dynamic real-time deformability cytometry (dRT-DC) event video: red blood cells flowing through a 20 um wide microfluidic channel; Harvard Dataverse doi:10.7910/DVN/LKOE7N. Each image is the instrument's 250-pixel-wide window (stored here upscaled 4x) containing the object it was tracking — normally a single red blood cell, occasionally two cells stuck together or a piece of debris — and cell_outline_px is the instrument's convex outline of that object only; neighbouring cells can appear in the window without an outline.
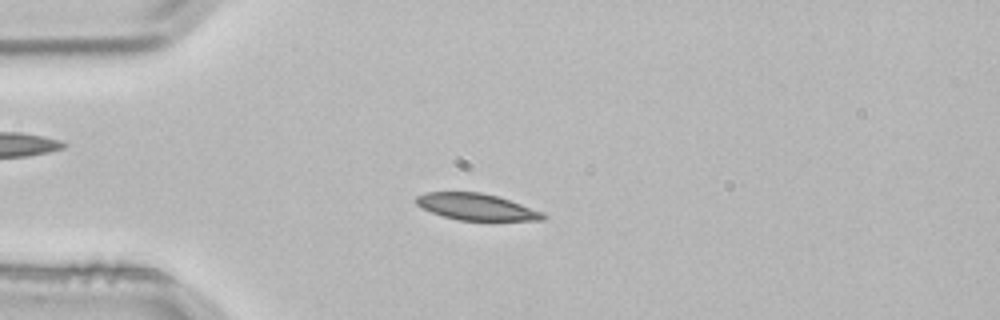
{"species": "common noctule bat (a hibernating species)", "species_latin": "Nyctalus noctula", "temperature_condition": "room temperature", "stored_images_in_passage": 3, "camera_frame_rate_fps": 3000, "um_per_image_px": 0.085, "animal": {"sex": "male", "body_mass_g": 21.5, "forearm_length_mm": 52.0}, "frame": {"image": 1, "passage_image": 2, "time_ms": 0.333, "image_size_px": [1000, 320], "cell_outline_px": [[548, 216], [544, 220], [460, 220], [444, 216], [432, 212], [416, 204], [416, 196], [424, 192], [480, 192], [496, 196], [544, 212]], "centroid_in_image_um": [40.5, 17.58], "position_along_channel_um": 44.5, "area_um2": 19.36}}
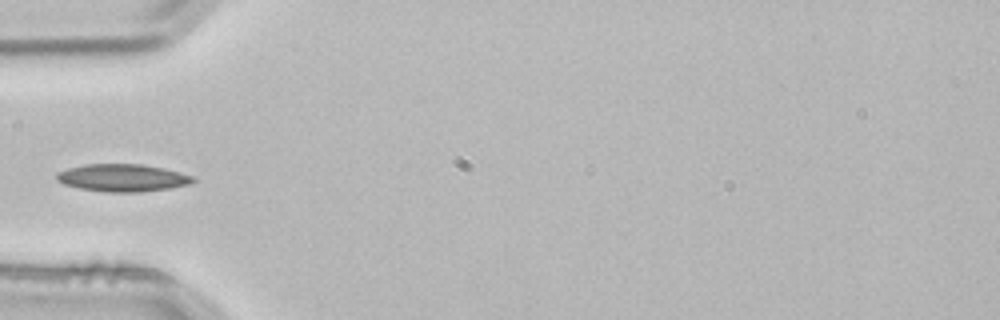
{"frame": {"image": 2, "passage_image": 3, "time_ms": 0.667, "image_size_px": [1000, 320], "cell_outline_px": [[196, 180], [188, 184], [168, 188], [140, 192], [104, 192], [80, 188], [64, 184], [56, 180], [56, 172], [68, 168], [84, 164], [144, 164], [164, 168], [196, 176]], "centroid_in_image_um": [10.42, 15.1], "position_along_channel_um": 74.6, "area_um2": 21.96}}